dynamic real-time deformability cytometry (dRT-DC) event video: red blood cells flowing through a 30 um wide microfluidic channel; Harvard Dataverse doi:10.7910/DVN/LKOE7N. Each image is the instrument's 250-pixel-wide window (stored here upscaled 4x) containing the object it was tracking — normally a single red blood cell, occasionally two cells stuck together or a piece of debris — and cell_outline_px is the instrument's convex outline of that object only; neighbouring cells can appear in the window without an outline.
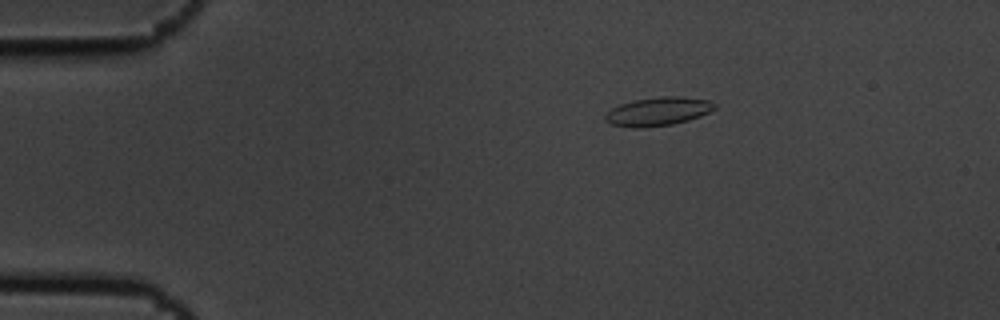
{"species": "common noctule bat (a hibernating species)", "species_latin": "Nyctalus noctula", "temperature_condition": "cold", "stored_images_in_passage": 7, "camera_frame_rate_fps": 3000, "um_per_image_px": 0.085, "animal": {"sex": "male", "body_mass_g": 19.5, "forearm_length_mm": 54.6}, "frame": {"image": 1, "passage_image": 4, "time_ms": 1.0, "image_size_px": [1000, 320], "cell_outline_px": [[716, 108], [700, 116], [688, 120], [672, 124], [640, 128], [636, 128], [612, 124], [604, 120], [604, 116], [612, 108], [620, 104], [632, 100], [660, 96], [680, 96], [708, 100], [716, 104]], "centroid_in_image_um": [55.93, 9.46], "position_along_channel_um": 29.1, "area_um2": 18.15}}
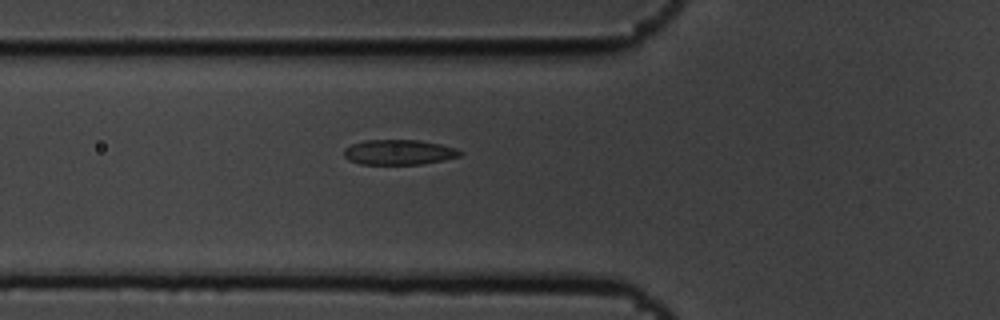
{"frame": {"image": 2, "passage_image": 7, "time_ms": 2.0, "image_size_px": [1000, 320], "cell_outline_px": [[464, 152], [460, 156], [444, 160], [420, 164], [360, 164], [348, 160], [344, 156], [344, 148], [352, 144], [364, 140], [420, 140], [440, 144], [456, 148]], "centroid_in_image_um": [33.91, 12.93], "position_along_channel_um": 91.9, "area_um2": 17.05}}